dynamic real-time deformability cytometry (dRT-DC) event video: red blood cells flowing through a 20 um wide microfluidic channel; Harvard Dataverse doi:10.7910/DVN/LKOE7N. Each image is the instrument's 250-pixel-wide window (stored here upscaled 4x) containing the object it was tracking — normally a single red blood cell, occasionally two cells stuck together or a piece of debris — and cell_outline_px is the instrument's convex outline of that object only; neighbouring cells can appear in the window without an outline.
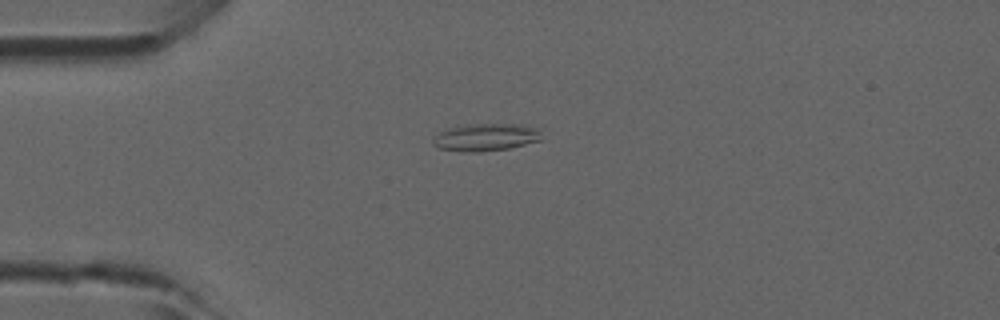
{"species": "common noctule bat (a hibernating species)", "species_latin": "Nyctalus noctula", "temperature_condition": "room temperature", "stored_images_in_passage": 33, "camera_frame_rate_fps": 3000, "um_per_image_px": 0.085, "animal": {"sex": "male", "forearm_length_mm": 52.5}, "frame": {"image": 1, "passage_image": 2, "time_ms": 0.333, "image_size_px": [1000, 320], "cell_outline_px": [[540, 140], [508, 148], [480, 152], [472, 152], [440, 148], [432, 144], [432, 140], [440, 132], [448, 128], [468, 124], [524, 124], [540, 128]], "centroid_in_image_um": [41.31, 11.65], "position_along_channel_um": 43.7, "area_um2": 17.22}}
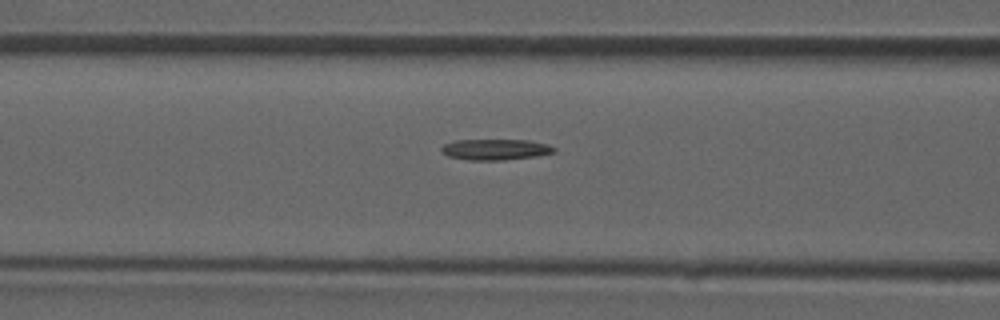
{"frame": {"image": 2, "passage_image": 9, "time_ms": 2.667, "image_size_px": [1000, 320], "cell_outline_px": [[556, 152], [536, 156], [504, 160], [468, 160], [448, 156], [440, 152], [440, 148], [444, 144], [456, 140], [528, 140], [548, 144], [556, 148]], "centroid_in_image_um": [42.1, 12.71], "position_along_channel_um": 124.5, "area_um2": 13.81}}
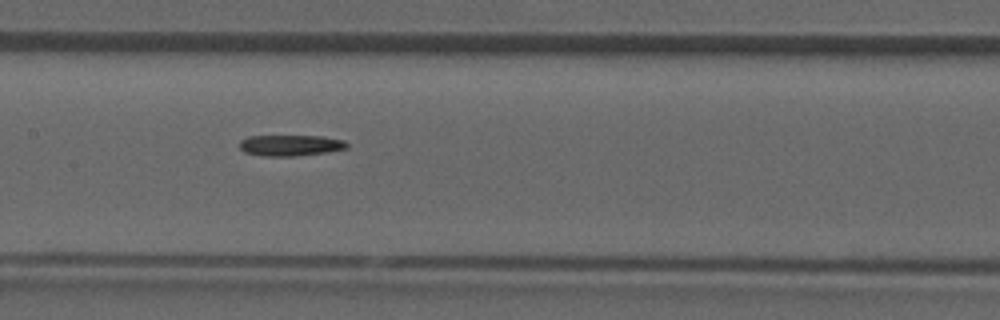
{"frame": {"image": 3, "passage_image": 13, "time_ms": 4.0, "image_size_px": [1000, 320], "cell_outline_px": [[348, 148], [324, 152], [296, 156], [264, 156], [244, 152], [240, 148], [240, 140], [248, 136], [324, 136], [344, 140], [348, 144]], "centroid_in_image_um": [24.68, 12.35], "position_along_channel_um": 182.7, "area_um2": 13.12}}